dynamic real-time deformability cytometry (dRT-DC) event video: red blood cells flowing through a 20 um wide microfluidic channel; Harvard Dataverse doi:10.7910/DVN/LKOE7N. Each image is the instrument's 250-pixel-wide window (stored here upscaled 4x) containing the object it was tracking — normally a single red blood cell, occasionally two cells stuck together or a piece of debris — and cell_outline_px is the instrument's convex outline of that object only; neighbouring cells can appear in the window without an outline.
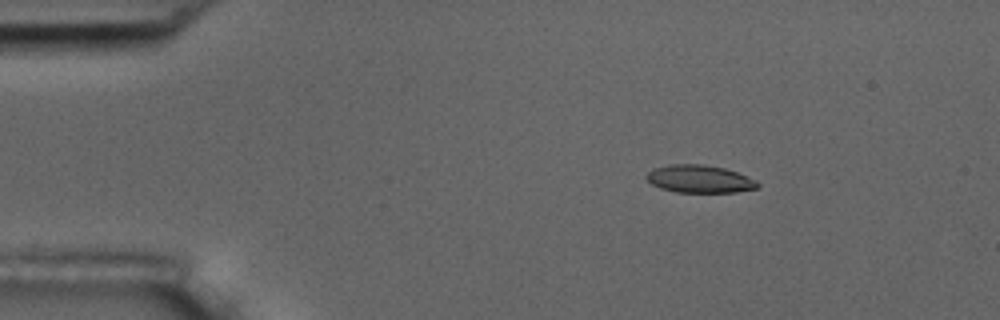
{"species": "common noctule bat (a hibernating species)", "species_latin": "Nyctalus noctula", "temperature_condition": "room temperature", "stored_images_in_passage": 53, "camera_frame_rate_fps": 3000, "um_per_image_px": 0.085, "animal": {"sex": "male", "body_mass_g": 17.5, "forearm_length_mm": 52.3}, "frame": {"image": 1, "passage_image": 6, "time_ms": 1.667, "image_size_px": [1000, 320], "cell_outline_px": [[760, 184], [756, 188], [736, 192], [676, 192], [660, 188], [652, 184], [644, 176], [652, 168], [672, 164], [704, 164], [724, 168], [736, 172], [756, 180]], "centroid_in_image_um": [59.43, 15.21], "position_along_channel_um": 25.6, "area_um2": 17.92}}
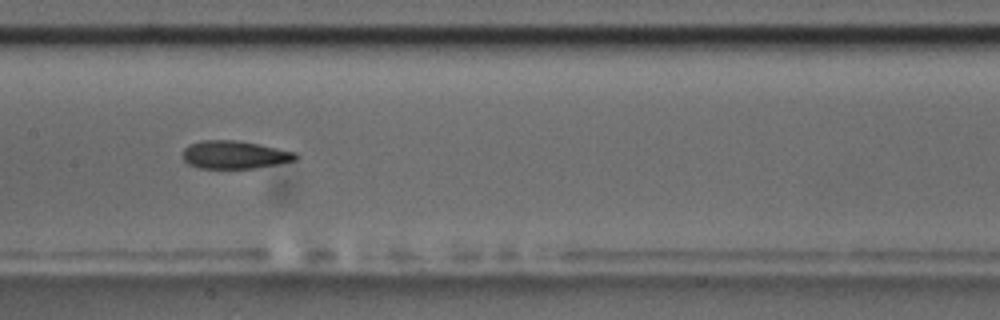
{"frame": {"image": 2, "passage_image": 25, "time_ms": 8.0, "image_size_px": [1000, 320], "cell_outline_px": [[300, 156], [296, 160], [256, 168], [200, 168], [188, 164], [184, 160], [184, 148], [188, 144], [200, 140], [236, 140], [260, 144], [296, 152]], "centroid_in_image_um": [19.96, 13.14], "position_along_channel_um": 187.4, "area_um2": 18.5}}
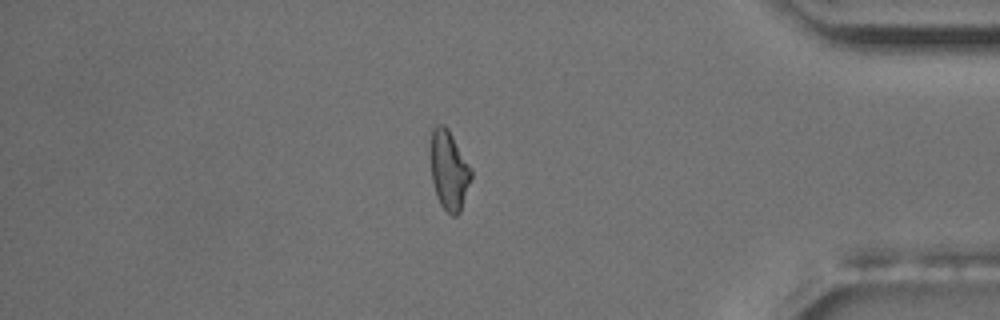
{"frame": {"image": 3, "passage_image": 45, "time_ms": 14.667, "image_size_px": [1000, 320], "cell_outline_px": [[472, 176], [460, 212], [456, 216], [452, 216], [440, 204], [436, 196], [432, 180], [428, 148], [432, 128], [436, 124], [444, 124], [448, 128], [472, 168]], "centroid_in_image_um": [38.13, 14.41], "position_along_channel_um": 397.1, "area_um2": 19.31}, "authors_computed_cell_mechanics": {"area_um2": 18.6694, "velocity_mm_per_s": 3.626, "shape_relaxation_time_tau1_ms": 5.4002, "shape_relaxation_time_tau2_ms": 5.0321, "deformation_change_tau1": 0.1521, "deformation_change_tau2": 0.1329}}